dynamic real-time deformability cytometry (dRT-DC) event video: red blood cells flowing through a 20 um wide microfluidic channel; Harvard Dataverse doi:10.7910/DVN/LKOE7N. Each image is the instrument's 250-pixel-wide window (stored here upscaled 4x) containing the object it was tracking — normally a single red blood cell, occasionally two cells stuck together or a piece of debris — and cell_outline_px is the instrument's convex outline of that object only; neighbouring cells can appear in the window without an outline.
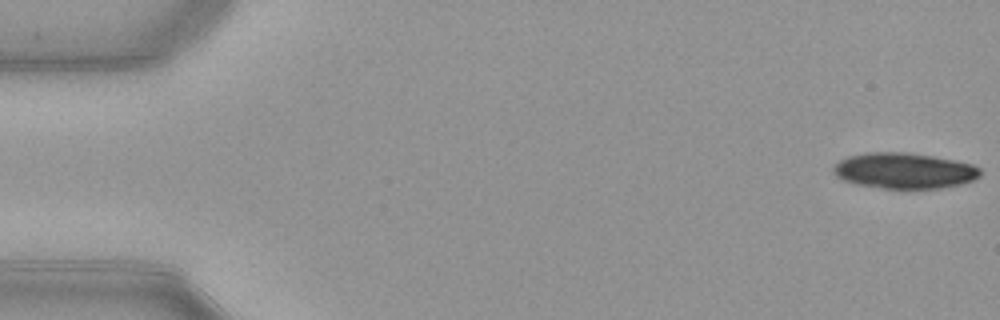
{"species": "common noctule bat (a hibernating species)", "species_latin": "Nyctalus noctula", "temperature_condition": "warm", "stored_images_in_passage": 53, "camera_frame_rate_fps": 3000, "um_per_image_px": 0.085, "animal": {"sex": "female", "body_mass_g": 21.9}, "frame": {"image": 1, "passage_image": 1, "time_ms": 0.0, "image_size_px": [1000, 320], "cell_outline_px": [[980, 176], [972, 180], [960, 184], [940, 188], [884, 188], [860, 184], [844, 180], [836, 176], [832, 172], [832, 168], [840, 160], [848, 156], [864, 152], [908, 152], [956, 160], [972, 164], [980, 168]], "centroid_in_image_um": [76.85, 14.49], "position_along_channel_um": 8.1, "area_um2": 30.46}}
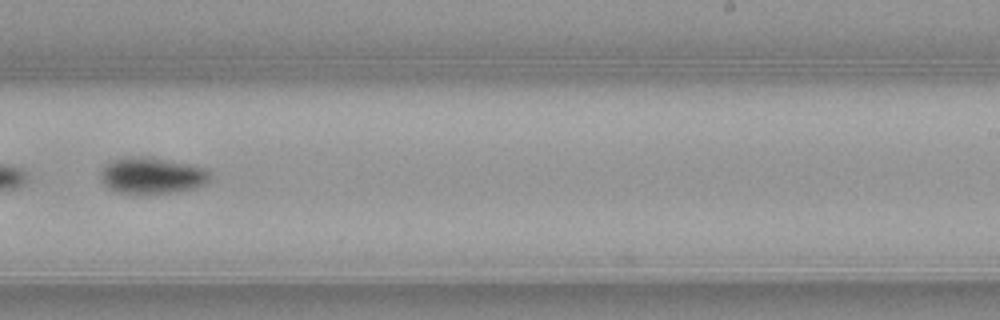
{"frame": {"image": 2, "passage_image": 33, "time_ms": 10.667, "image_size_px": [1000, 320], "cell_outline_px": [[212, 176], [204, 184], [192, 188], [172, 192], [120, 192], [104, 184], [100, 176], [104, 164], [112, 160], [132, 156], [148, 156], [208, 168]], "centroid_in_image_um": [12.94, 14.88], "position_along_channel_um": 276.1, "area_um2": 22.72}}
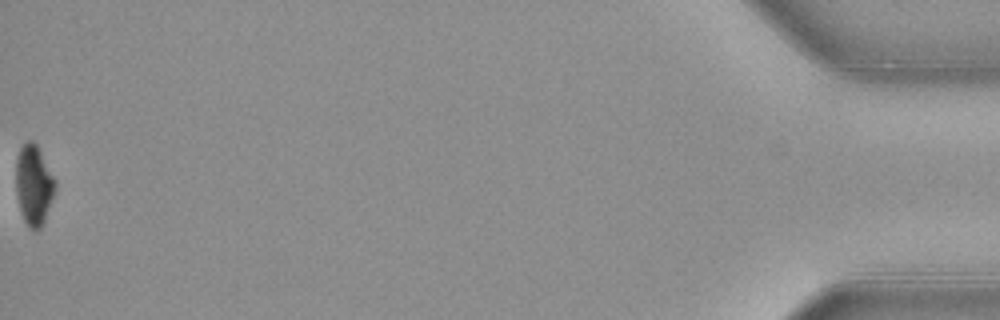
{"frame": {"image": 3, "passage_image": 53, "time_ms": 17.333, "image_size_px": [1000, 320], "cell_outline_px": [[56, 188], [44, 220], [40, 228], [28, 228], [24, 220], [20, 208], [16, 192], [16, 160], [20, 148], [28, 140], [32, 140], [36, 144], [56, 180]], "centroid_in_image_um": [2.87, 15.7], "position_along_channel_um": 432.3, "area_um2": 18.03}, "authors_computed_cell_mechanics": {"area_um2": 22.7154, "velocity_mm_per_s": 3.9446, "shape_relaxation_time_tau1_ms": 2.5921, "shape_relaxation_time_tau2_ms": null, "deformation_change_tau1": 0.1419, "deformation_change_tau2": null}}